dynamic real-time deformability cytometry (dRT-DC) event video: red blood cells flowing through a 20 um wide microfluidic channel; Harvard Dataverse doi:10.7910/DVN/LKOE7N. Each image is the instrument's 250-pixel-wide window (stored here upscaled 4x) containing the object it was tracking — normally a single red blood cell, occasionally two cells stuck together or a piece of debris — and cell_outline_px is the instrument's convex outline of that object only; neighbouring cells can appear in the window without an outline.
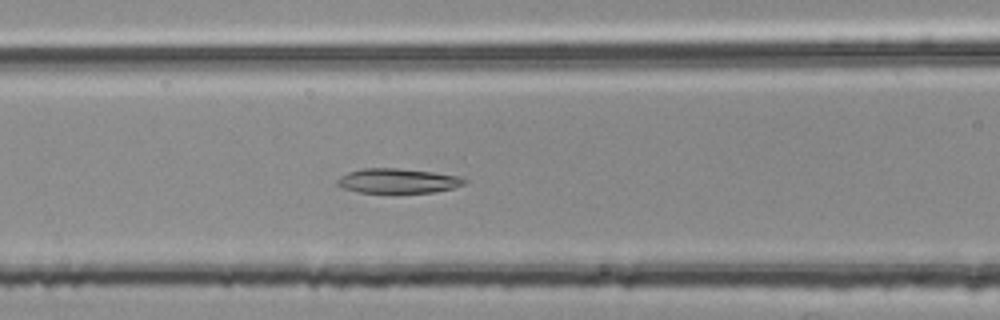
{"species": "common noctule bat (a hibernating species)", "species_latin": "Nyctalus noctula", "temperature_condition": "room temperature", "stored_images_in_passage": 53, "segment_of_instrument_passage": [2, 2], "camera_frame_rate_fps": 3000, "um_per_image_px": 0.085, "animal": {"sex": "female", "body_mass_g": 25.1}, "frame": {"image": 1, "passage_image": 23, "time_ms": 7.333, "image_size_px": [1000, 320], "cell_outline_px": [[468, 180], [464, 184], [452, 188], [432, 192], [360, 192], [344, 188], [336, 184], [336, 180], [340, 176], [348, 172], [364, 168], [396, 168], [432, 172], [460, 176]], "centroid_in_image_um": [33.81, 15.36], "position_along_channel_um": 132.8, "area_um2": 18.03}}
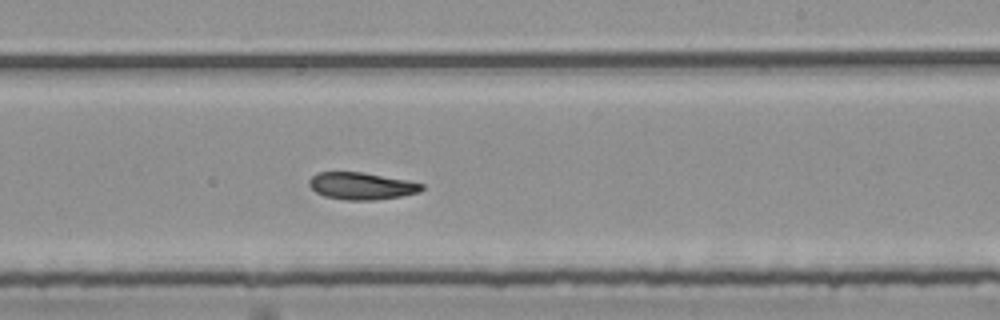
{"frame": {"image": 2, "passage_image": 33, "time_ms": 10.667, "image_size_px": [1000, 320], "cell_outline_px": [[424, 188], [420, 192], [400, 196], [376, 200], [348, 200], [324, 196], [316, 192], [308, 184], [308, 180], [316, 172], [364, 172], [408, 180], [424, 184]], "centroid_in_image_um": [30.73, 15.8], "position_along_channel_um": 258.3, "area_um2": 17.92}}
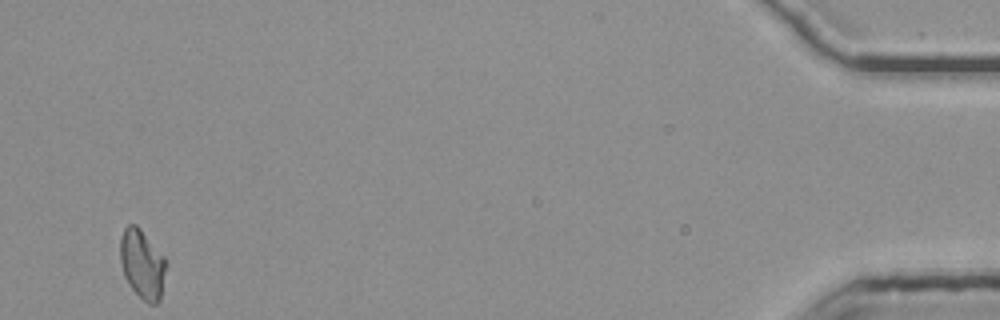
{"frame": {"image": 3, "passage_image": 53, "time_ms": 17.333, "image_size_px": [1000, 320], "cell_outline_px": [[168, 264], [160, 300], [156, 304], [148, 304], [128, 284], [124, 276], [120, 260], [120, 236], [124, 228], [128, 224], [136, 224], [140, 228], [164, 256]], "centroid_in_image_um": [12.11, 22.44], "position_along_channel_um": 423.1, "area_um2": 18.73}}